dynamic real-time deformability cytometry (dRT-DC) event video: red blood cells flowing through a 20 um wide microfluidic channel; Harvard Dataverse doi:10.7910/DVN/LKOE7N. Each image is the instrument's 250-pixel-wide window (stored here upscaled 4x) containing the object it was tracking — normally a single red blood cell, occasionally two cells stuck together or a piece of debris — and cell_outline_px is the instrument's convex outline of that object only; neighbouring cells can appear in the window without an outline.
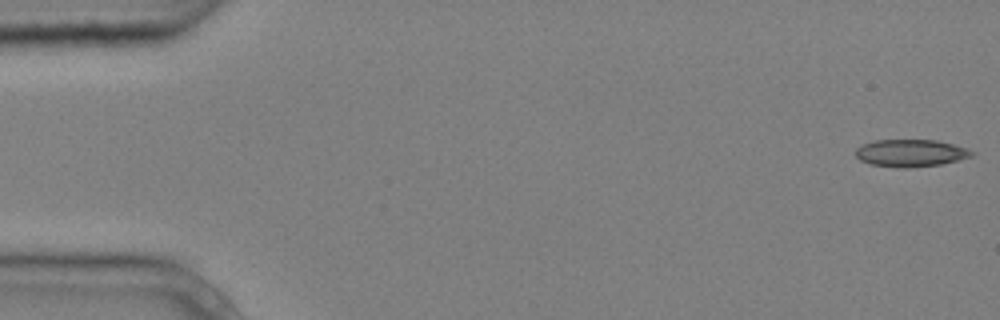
{"species": "common noctule bat (a hibernating species)", "species_latin": "Nyctalus noctula", "temperature_condition": "cold", "stored_images_in_passage": 5, "camera_frame_rate_fps": 3000, "um_per_image_px": 0.085, "animal": {"sex": "male", "body_mass_g": 20.4}, "frame": {"image": 1, "passage_image": 1, "time_ms": 0.0, "image_size_px": [1000, 320], "cell_outline_px": [[976, 152], [972, 156], [940, 164], [908, 168], [896, 168], [872, 164], [860, 160], [856, 156], [856, 148], [860, 144], [876, 140], [936, 140], [968, 148]], "centroid_in_image_um": [77.39, 13.0], "position_along_channel_um": 7.6, "area_um2": 18.5}}